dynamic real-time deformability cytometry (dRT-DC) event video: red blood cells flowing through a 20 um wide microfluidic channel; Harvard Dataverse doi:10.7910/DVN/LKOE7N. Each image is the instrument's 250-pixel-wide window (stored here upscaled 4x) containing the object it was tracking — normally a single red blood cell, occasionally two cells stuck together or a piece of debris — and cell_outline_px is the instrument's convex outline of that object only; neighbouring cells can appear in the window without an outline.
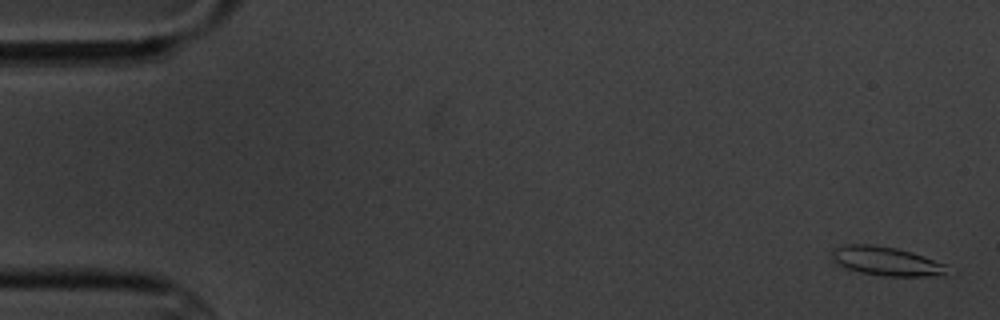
{"species": "common noctule bat (a hibernating species)", "species_latin": "Nyctalus noctula", "temperature_condition": "cold", "stored_images_in_passage": 5, "camera_frame_rate_fps": 3000, "um_per_image_px": 0.085, "animal": {"sex": "male", "body_mass_g": 20.1, "forearm_length_mm": 53.5}, "frame": {"image": 1, "passage_image": 1, "time_ms": 0.0, "image_size_px": [1000, 320], "cell_outline_px": [[948, 276], [880, 276], [860, 272], [836, 264], [832, 260], [832, 248], [848, 244], [872, 244], [896, 248], [912, 252], [948, 264]], "centroid_in_image_um": [75.38, 22.21], "position_along_channel_um": 9.6, "area_um2": 19.83}}